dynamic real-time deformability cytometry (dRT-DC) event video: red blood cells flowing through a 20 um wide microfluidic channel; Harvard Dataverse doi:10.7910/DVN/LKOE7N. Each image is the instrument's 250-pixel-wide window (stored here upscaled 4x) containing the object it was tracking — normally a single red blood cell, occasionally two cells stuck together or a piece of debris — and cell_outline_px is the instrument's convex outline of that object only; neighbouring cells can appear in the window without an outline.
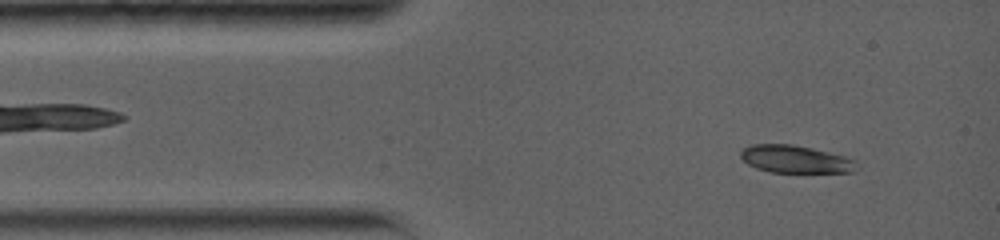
{"species": "common noctule bat (a hibernating species)", "species_latin": "Nyctalus noctula", "temperature_condition": "warm", "stored_images_in_passage": 30, "camera_frame_rate_fps": 5000, "um_per_image_px": 0.085, "animal": {"sex": "female", "body_mass_g": 19.0, "forearm_length_mm": 56.7}, "frame": {"image": 1, "passage_image": 3, "time_ms": 0.8, "image_size_px": [1000, 240], "cell_outline_px": [[856, 172], [768, 172], [756, 168], [748, 164], [740, 156], [740, 152], [744, 148], [752, 144], [792, 144], [812, 148], [844, 156], [852, 160]], "centroid_in_image_um": [67.54, 13.53], "position_along_channel_um": 17.5, "area_um2": 18.38}}
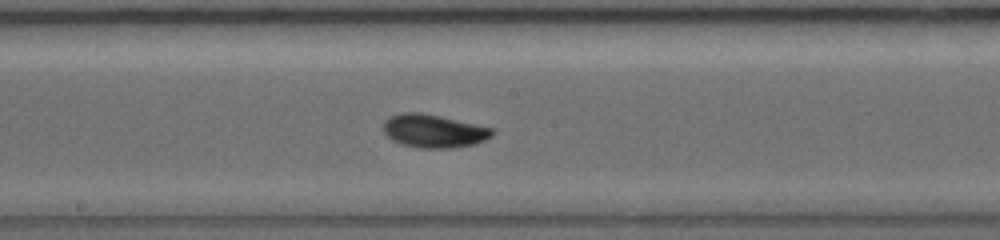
{"frame": {"image": 2, "passage_image": 15, "time_ms": 7.0, "image_size_px": [1000, 240], "cell_outline_px": [[496, 132], [492, 136], [476, 144], [452, 148], [420, 148], [404, 144], [392, 140], [384, 132], [384, 120], [400, 112], [420, 112], [440, 116], [492, 128]], "centroid_in_image_um": [36.88, 11.13], "position_along_channel_um": 211.3, "area_um2": 20.98}}
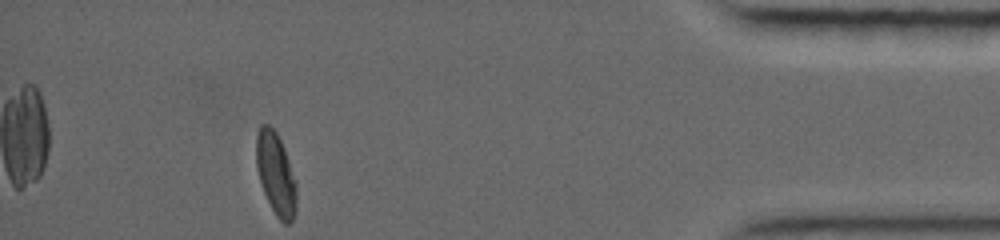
{"frame": {"image": 3, "passage_image": 30, "time_ms": 13.8, "image_size_px": [1000, 240], "cell_outline_px": [[296, 208], [292, 220], [288, 224], [284, 224], [276, 216], [260, 184], [256, 164], [256, 136], [260, 124], [268, 124], [276, 132], [284, 148], [296, 180]], "centroid_in_image_um": [23.44, 14.77], "position_along_channel_um": 411.8, "area_um2": 19.31}, "authors_computed_cell_mechanics": {"area_um2": 19.5364, "velocity_mm_per_s": 3.8085, "shape_relaxation_time_tau1_ms": 3.0013, "shape_relaxation_time_tau2_ms": 9.022, "deformation_change_tau1": 0.1551, "deformation_change_tau2": 0.1017}}